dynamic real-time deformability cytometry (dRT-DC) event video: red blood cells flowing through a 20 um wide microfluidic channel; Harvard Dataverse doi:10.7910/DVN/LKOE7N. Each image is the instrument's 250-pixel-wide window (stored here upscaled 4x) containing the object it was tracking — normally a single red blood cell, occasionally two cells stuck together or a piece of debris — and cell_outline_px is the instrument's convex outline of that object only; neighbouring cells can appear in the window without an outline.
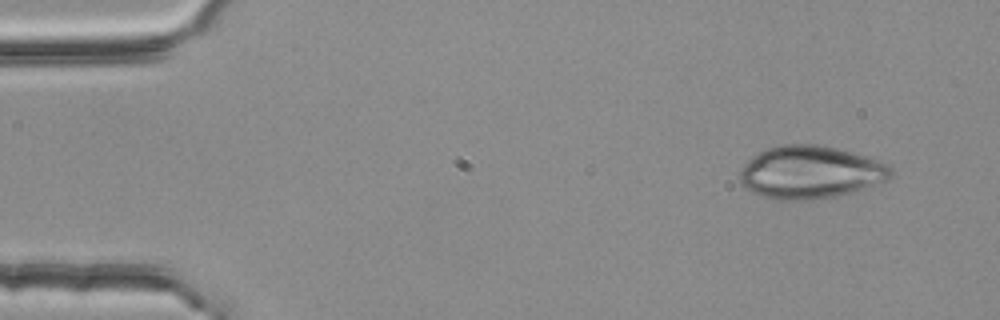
{"species": "common noctule bat (a hibernating species)", "species_latin": "Nyctalus noctula", "temperature_condition": "room temperature", "stored_images_in_passage": 5, "camera_frame_rate_fps": 3000, "um_per_image_px": 0.085, "animal": {"sex": "female", "body_mass_g": 25.1}, "frame": {"image": 1, "passage_image": 1, "time_ms": 0.0, "image_size_px": [1000, 320], "cell_outline_px": [[892, 176], [888, 180], [856, 192], [836, 196], [804, 200], [776, 200], [760, 196], [752, 192], [740, 180], [740, 168], [752, 156], [764, 148], [780, 144], [816, 144], [836, 148], [852, 152], [880, 160], [888, 164], [892, 168]], "centroid_in_image_um": [68.9, 14.64], "position_along_channel_um": 16.1, "area_um2": 46.93}}
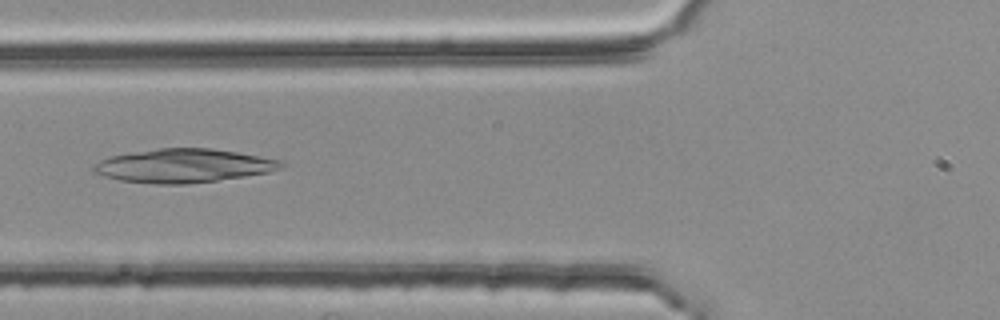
{"frame": {"image": 2, "passage_image": 5, "time_ms": 1.333, "image_size_px": [1000, 320], "cell_outline_px": [[288, 164], [280, 168], [268, 172], [244, 176], [216, 180], [184, 184], [156, 184], [120, 180], [104, 176], [92, 172], [92, 168], [100, 160], [108, 156], [128, 152], [160, 148], [212, 148], [236, 152], [280, 160]], "centroid_in_image_um": [15.56, 14.08], "position_along_channel_um": 110.2, "area_um2": 36.7}}